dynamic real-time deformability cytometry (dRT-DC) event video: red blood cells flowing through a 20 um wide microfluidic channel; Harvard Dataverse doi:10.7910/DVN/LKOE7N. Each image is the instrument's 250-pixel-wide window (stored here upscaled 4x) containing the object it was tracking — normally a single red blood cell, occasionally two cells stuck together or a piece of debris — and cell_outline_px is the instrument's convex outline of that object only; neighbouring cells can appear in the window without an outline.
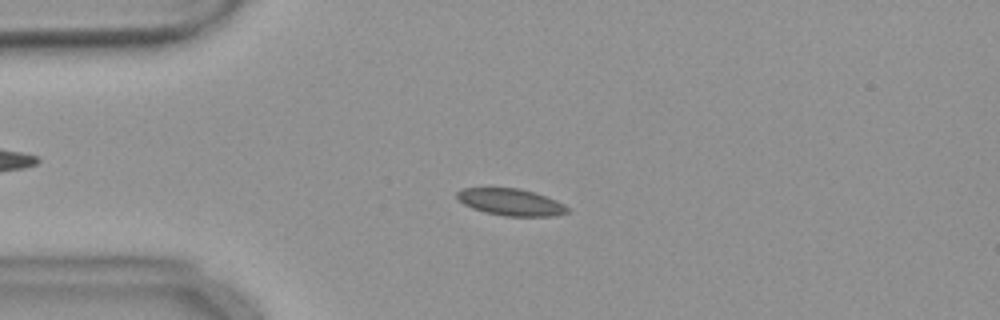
{"species": "common noctule bat (a hibernating species)", "species_latin": "Nyctalus noctula", "temperature_condition": "warm", "stored_images_in_passage": 54, "camera_frame_rate_fps": 3000, "um_per_image_px": 0.085, "animal": {"sex": "female", "body_mass_g": 18.4}, "frame": {"image": 1, "passage_image": 12, "time_ms": 3.667, "image_size_px": [1000, 320], "cell_outline_px": [[568, 212], [556, 216], [504, 216], [484, 212], [472, 208], [464, 204], [456, 196], [456, 192], [464, 188], [520, 188], [536, 192], [556, 200], [564, 204], [568, 208]], "centroid_in_image_um": [43.44, 17.18], "position_along_channel_um": 41.6, "area_um2": 17.34}}
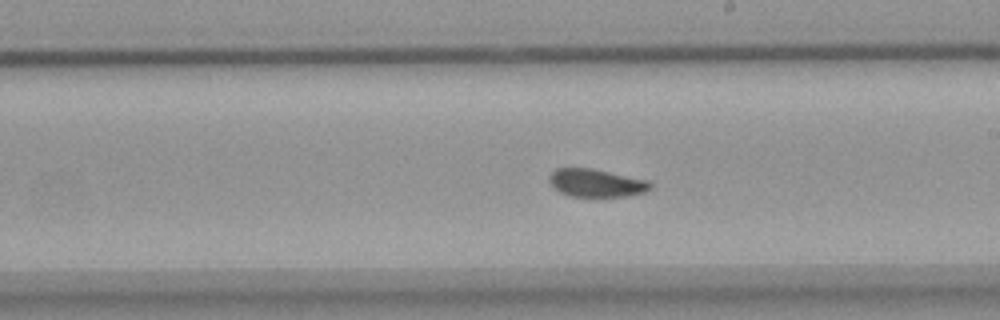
{"frame": {"image": 2, "passage_image": 30, "time_ms": 9.667, "image_size_px": [1000, 320], "cell_outline_px": [[652, 188], [644, 192], [628, 196], [568, 196], [560, 192], [548, 180], [548, 176], [556, 168], [592, 168], [648, 180], [652, 184]], "centroid_in_image_um": [50.69, 15.54], "position_along_channel_um": 238.3, "area_um2": 16.42}}
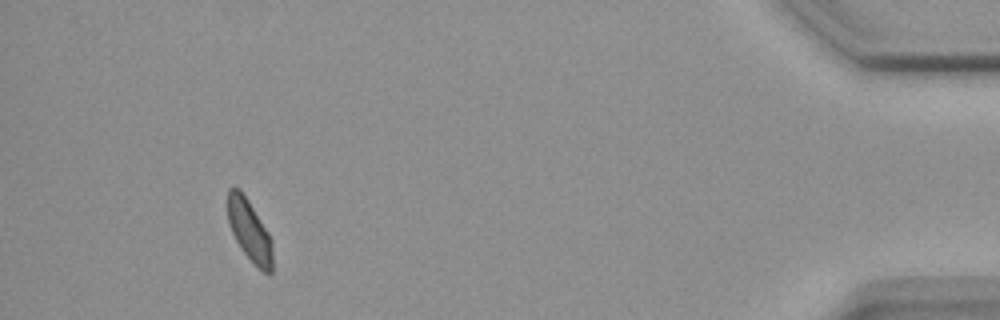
{"frame": {"image": 3, "passage_image": 50, "time_ms": 16.333, "image_size_px": [1000, 320], "cell_outline_px": [[272, 272], [264, 272], [240, 248], [228, 224], [228, 188], [240, 188], [248, 200], [268, 232], [272, 240]], "centroid_in_image_um": [21.2, 19.56], "position_along_channel_um": 414.0, "area_um2": 15.72}, "authors_computed_cell_mechanics": {"area_um2": 16.8487, "velocity_mm_per_s": 3.6491, "shape_relaxation_time_tau1_ms": 4.0165, "shape_relaxation_time_tau2_ms": 1.7441, "deformation_change_tau1": 0.0953, "deformation_change_tau2": 0.0529}}